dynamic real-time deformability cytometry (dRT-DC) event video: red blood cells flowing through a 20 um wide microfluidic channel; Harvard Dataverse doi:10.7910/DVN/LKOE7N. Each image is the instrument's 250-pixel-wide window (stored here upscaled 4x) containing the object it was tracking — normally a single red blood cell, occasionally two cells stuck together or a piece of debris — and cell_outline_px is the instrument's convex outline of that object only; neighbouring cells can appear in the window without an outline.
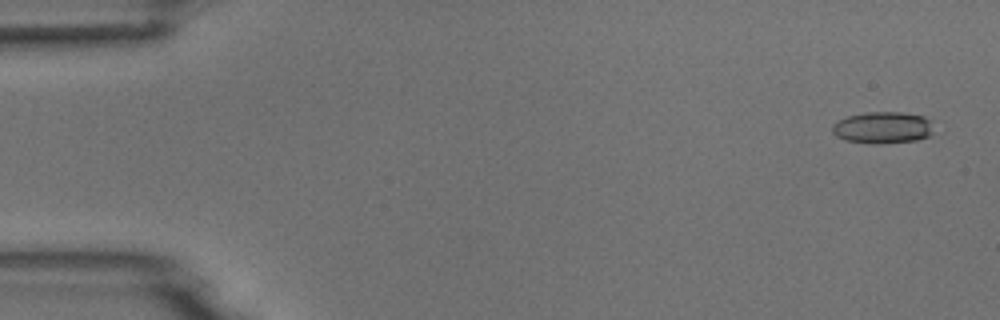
{"species": "common noctule bat (a hibernating species)", "species_latin": "Nyctalus noctula", "temperature_condition": "room temperature", "stored_images_in_passage": 7, "camera_frame_rate_fps": 3000, "um_per_image_px": 0.085, "animal": {"sex": "male", "body_mass_g": 18.8}, "frame": {"image": 1, "passage_image": 1, "time_ms": 0.0, "image_size_px": [1000, 320], "cell_outline_px": [[936, 132], [928, 136], [916, 140], [876, 144], [844, 140], [836, 136], [832, 132], [832, 124], [848, 116], [864, 112], [900, 112], [924, 116], [928, 120]], "centroid_in_image_um": [75.03, 10.85], "position_along_channel_um": 10.0, "area_um2": 18.79}}
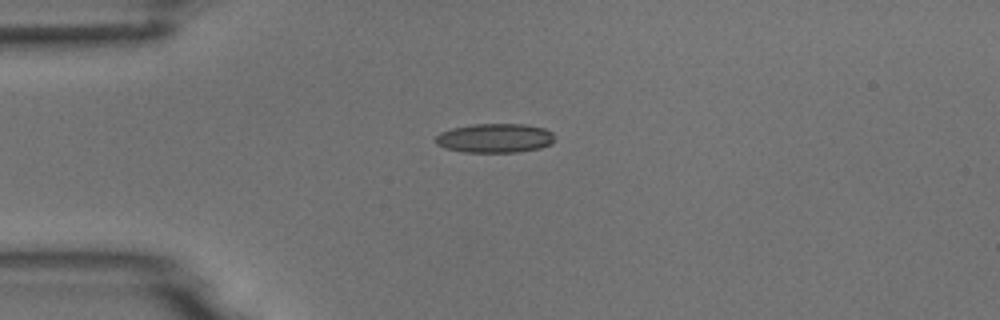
{"frame": {"image": 2, "passage_image": 4, "time_ms": 3.667, "image_size_px": [1000, 320], "cell_outline_px": [[556, 140], [552, 144], [540, 148], [516, 152], [464, 152], [444, 148], [436, 144], [436, 136], [440, 132], [452, 128], [472, 124], [524, 124], [544, 128], [552, 132], [556, 136]], "centroid_in_image_um": [42.09, 11.74], "position_along_channel_um": 42.9, "area_um2": 20.46}}